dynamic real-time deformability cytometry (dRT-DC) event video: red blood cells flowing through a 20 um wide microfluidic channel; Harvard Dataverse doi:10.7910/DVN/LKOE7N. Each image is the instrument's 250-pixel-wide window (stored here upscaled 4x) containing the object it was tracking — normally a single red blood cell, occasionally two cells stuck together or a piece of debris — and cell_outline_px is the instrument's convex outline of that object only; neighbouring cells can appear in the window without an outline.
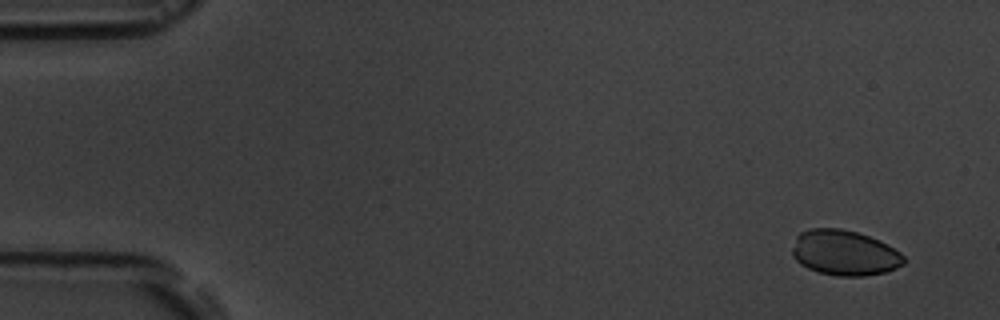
{"species": "common noctule bat (a hibernating species)", "species_latin": "Nyctalus noctula", "temperature_condition": "room temperature", "stored_images_in_passage": 4, "camera_frame_rate_fps": 3000, "um_per_image_px": 0.085, "animal": {"sex": "male", "body_mass_g": 19.5, "forearm_length_mm": 54.6}, "frame": {"image": 1, "passage_image": 1, "time_ms": 0.0, "image_size_px": [1000, 320], "cell_outline_px": [[904, 264], [884, 272], [864, 276], [836, 276], [820, 272], [808, 268], [800, 264], [792, 256], [792, 248], [796, 236], [800, 232], [812, 228], [840, 228], [856, 232], [880, 240], [900, 252], [904, 256]], "centroid_in_image_um": [71.76, 21.48], "position_along_channel_um": 13.2, "area_um2": 29.42}}